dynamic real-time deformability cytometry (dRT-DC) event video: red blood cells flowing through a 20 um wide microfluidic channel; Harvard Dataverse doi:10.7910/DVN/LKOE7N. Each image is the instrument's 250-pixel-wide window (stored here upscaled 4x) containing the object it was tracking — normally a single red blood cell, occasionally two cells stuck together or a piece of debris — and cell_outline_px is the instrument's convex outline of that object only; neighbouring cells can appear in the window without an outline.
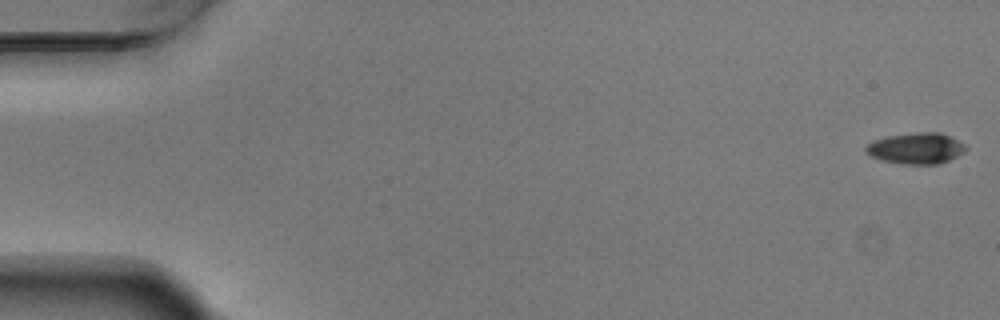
{"species": "Egyptian fruit bat (a non-hibernating species)", "species_latin": "Rousettus aegyptiacus", "temperature_condition": "warm", "stored_images_in_passage": 55, "camera_frame_rate_fps": 3000, "um_per_image_px": 0.085, "animal": {"sex": "male"}, "frame": {"image": 1, "passage_image": 1, "time_ms": 0.0, "image_size_px": [1000, 320], "cell_outline_px": [[968, 148], [964, 152], [940, 164], [904, 164], [880, 160], [864, 152], [864, 148], [872, 140], [888, 136], [916, 132], [940, 132], [964, 144]], "centroid_in_image_um": [77.83, 12.61], "position_along_channel_um": 7.2, "area_um2": 18.09}}
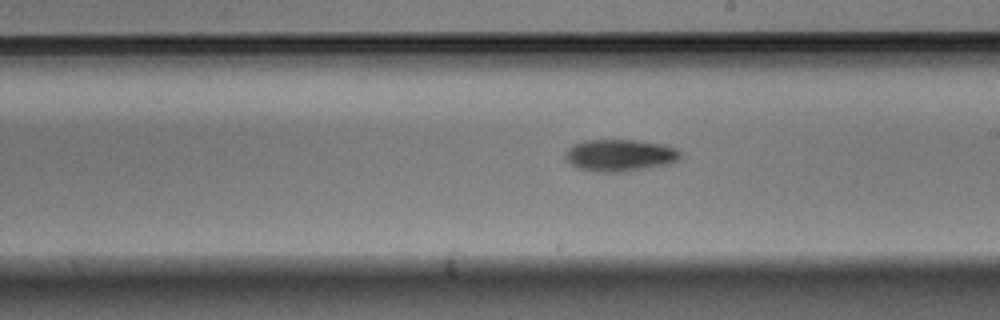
{"frame": {"image": 2, "passage_image": 32, "time_ms": 10.333, "image_size_px": [1000, 320], "cell_outline_px": [[680, 156], [672, 164], [624, 172], [596, 172], [580, 168], [572, 164], [564, 156], [564, 152], [572, 144], [588, 140], [632, 140], [664, 144], [676, 148], [680, 152]], "centroid_in_image_um": [52.7, 13.2], "position_along_channel_um": 236.3, "area_um2": 21.5}}
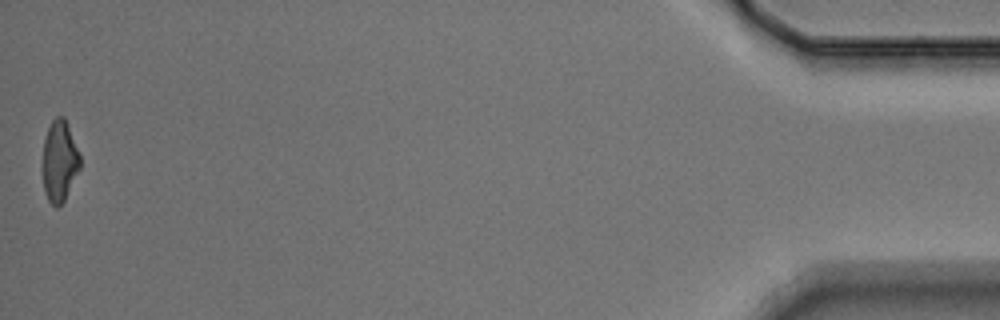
{"frame": {"image": 3, "passage_image": 55, "time_ms": 18.0, "image_size_px": [1000, 320], "cell_outline_px": [[80, 168], [64, 200], [56, 208], [48, 200], [44, 192], [44, 140], [48, 128], [52, 120], [56, 116], [64, 116], [80, 156]], "centroid_in_image_um": [5.06, 13.69], "position_along_channel_um": 430.1, "area_um2": 17.22}, "authors_computed_cell_mechanics": {"area_um2": 19.1896, "velocity_mm_per_s": 3.7239, "shape_relaxation_time_tau1_ms": 6.6891, "shape_relaxation_time_tau2_ms": null, "deformation_change_tau1": 0.1607, "deformation_change_tau2": null}}